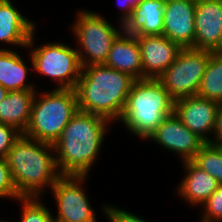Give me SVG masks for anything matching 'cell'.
<instances>
[{
  "label": "cell",
  "instance_id": "obj_1",
  "mask_svg": "<svg viewBox=\"0 0 222 222\" xmlns=\"http://www.w3.org/2000/svg\"><path fill=\"white\" fill-rule=\"evenodd\" d=\"M109 120L78 111L54 143L56 164L61 176H88L92 169Z\"/></svg>",
  "mask_w": 222,
  "mask_h": 222
},
{
  "label": "cell",
  "instance_id": "obj_2",
  "mask_svg": "<svg viewBox=\"0 0 222 222\" xmlns=\"http://www.w3.org/2000/svg\"><path fill=\"white\" fill-rule=\"evenodd\" d=\"M135 80L131 75L104 64L82 67L75 88L78 110L101 116L110 123L118 121Z\"/></svg>",
  "mask_w": 222,
  "mask_h": 222
},
{
  "label": "cell",
  "instance_id": "obj_3",
  "mask_svg": "<svg viewBox=\"0 0 222 222\" xmlns=\"http://www.w3.org/2000/svg\"><path fill=\"white\" fill-rule=\"evenodd\" d=\"M54 154V155H53ZM12 181L21 197H41L61 176L54 145L21 135L6 154Z\"/></svg>",
  "mask_w": 222,
  "mask_h": 222
},
{
  "label": "cell",
  "instance_id": "obj_4",
  "mask_svg": "<svg viewBox=\"0 0 222 222\" xmlns=\"http://www.w3.org/2000/svg\"><path fill=\"white\" fill-rule=\"evenodd\" d=\"M174 113V100L158 79L135 80L118 122L134 136L147 139L168 116Z\"/></svg>",
  "mask_w": 222,
  "mask_h": 222
},
{
  "label": "cell",
  "instance_id": "obj_5",
  "mask_svg": "<svg viewBox=\"0 0 222 222\" xmlns=\"http://www.w3.org/2000/svg\"><path fill=\"white\" fill-rule=\"evenodd\" d=\"M78 111L75 89L54 88L38 96L35 94L30 122L23 135L54 145Z\"/></svg>",
  "mask_w": 222,
  "mask_h": 222
},
{
  "label": "cell",
  "instance_id": "obj_6",
  "mask_svg": "<svg viewBox=\"0 0 222 222\" xmlns=\"http://www.w3.org/2000/svg\"><path fill=\"white\" fill-rule=\"evenodd\" d=\"M34 39L33 32L27 45L31 48V68L41 76L53 78L57 82L56 89H75L82 70L77 48L60 42L46 43L34 48Z\"/></svg>",
  "mask_w": 222,
  "mask_h": 222
},
{
  "label": "cell",
  "instance_id": "obj_7",
  "mask_svg": "<svg viewBox=\"0 0 222 222\" xmlns=\"http://www.w3.org/2000/svg\"><path fill=\"white\" fill-rule=\"evenodd\" d=\"M72 32L80 48L77 49L82 67L104 64L115 38V26L104 17L87 10L79 11Z\"/></svg>",
  "mask_w": 222,
  "mask_h": 222
},
{
  "label": "cell",
  "instance_id": "obj_8",
  "mask_svg": "<svg viewBox=\"0 0 222 222\" xmlns=\"http://www.w3.org/2000/svg\"><path fill=\"white\" fill-rule=\"evenodd\" d=\"M209 56V50L183 48L157 78L174 101L197 95Z\"/></svg>",
  "mask_w": 222,
  "mask_h": 222
},
{
  "label": "cell",
  "instance_id": "obj_9",
  "mask_svg": "<svg viewBox=\"0 0 222 222\" xmlns=\"http://www.w3.org/2000/svg\"><path fill=\"white\" fill-rule=\"evenodd\" d=\"M87 176H60L50 188L57 204L54 222H97L82 183Z\"/></svg>",
  "mask_w": 222,
  "mask_h": 222
},
{
  "label": "cell",
  "instance_id": "obj_10",
  "mask_svg": "<svg viewBox=\"0 0 222 222\" xmlns=\"http://www.w3.org/2000/svg\"><path fill=\"white\" fill-rule=\"evenodd\" d=\"M219 103L197 95L184 97L174 101V114L192 132H194L205 143L213 135Z\"/></svg>",
  "mask_w": 222,
  "mask_h": 222
},
{
  "label": "cell",
  "instance_id": "obj_11",
  "mask_svg": "<svg viewBox=\"0 0 222 222\" xmlns=\"http://www.w3.org/2000/svg\"><path fill=\"white\" fill-rule=\"evenodd\" d=\"M148 139L170 152L180 154L181 162L192 160L205 144L174 113L166 117Z\"/></svg>",
  "mask_w": 222,
  "mask_h": 222
},
{
  "label": "cell",
  "instance_id": "obj_12",
  "mask_svg": "<svg viewBox=\"0 0 222 222\" xmlns=\"http://www.w3.org/2000/svg\"><path fill=\"white\" fill-rule=\"evenodd\" d=\"M196 0L165 2L162 35L182 48L194 49Z\"/></svg>",
  "mask_w": 222,
  "mask_h": 222
},
{
  "label": "cell",
  "instance_id": "obj_13",
  "mask_svg": "<svg viewBox=\"0 0 222 222\" xmlns=\"http://www.w3.org/2000/svg\"><path fill=\"white\" fill-rule=\"evenodd\" d=\"M194 49L216 52L222 44V0H196Z\"/></svg>",
  "mask_w": 222,
  "mask_h": 222
},
{
  "label": "cell",
  "instance_id": "obj_14",
  "mask_svg": "<svg viewBox=\"0 0 222 222\" xmlns=\"http://www.w3.org/2000/svg\"><path fill=\"white\" fill-rule=\"evenodd\" d=\"M139 47L143 79H157L176 60L183 49L162 34L146 35Z\"/></svg>",
  "mask_w": 222,
  "mask_h": 222
},
{
  "label": "cell",
  "instance_id": "obj_15",
  "mask_svg": "<svg viewBox=\"0 0 222 222\" xmlns=\"http://www.w3.org/2000/svg\"><path fill=\"white\" fill-rule=\"evenodd\" d=\"M23 16L11 0H0V42L28 48L29 38L35 32V23Z\"/></svg>",
  "mask_w": 222,
  "mask_h": 222
},
{
  "label": "cell",
  "instance_id": "obj_16",
  "mask_svg": "<svg viewBox=\"0 0 222 222\" xmlns=\"http://www.w3.org/2000/svg\"><path fill=\"white\" fill-rule=\"evenodd\" d=\"M182 164H184L183 167H185V171L187 170L185 172L187 174L181 180L177 194L188 204L201 206L217 189L219 183L191 160L183 161Z\"/></svg>",
  "mask_w": 222,
  "mask_h": 222
},
{
  "label": "cell",
  "instance_id": "obj_17",
  "mask_svg": "<svg viewBox=\"0 0 222 222\" xmlns=\"http://www.w3.org/2000/svg\"><path fill=\"white\" fill-rule=\"evenodd\" d=\"M36 90L9 91L0 102V123L14 127L24 134L31 118Z\"/></svg>",
  "mask_w": 222,
  "mask_h": 222
},
{
  "label": "cell",
  "instance_id": "obj_18",
  "mask_svg": "<svg viewBox=\"0 0 222 222\" xmlns=\"http://www.w3.org/2000/svg\"><path fill=\"white\" fill-rule=\"evenodd\" d=\"M21 57L12 49H0V85L8 91L37 90L33 83H26L30 68Z\"/></svg>",
  "mask_w": 222,
  "mask_h": 222
},
{
  "label": "cell",
  "instance_id": "obj_19",
  "mask_svg": "<svg viewBox=\"0 0 222 222\" xmlns=\"http://www.w3.org/2000/svg\"><path fill=\"white\" fill-rule=\"evenodd\" d=\"M104 65L127 73L136 80L143 79L140 47L115 39Z\"/></svg>",
  "mask_w": 222,
  "mask_h": 222
},
{
  "label": "cell",
  "instance_id": "obj_20",
  "mask_svg": "<svg viewBox=\"0 0 222 222\" xmlns=\"http://www.w3.org/2000/svg\"><path fill=\"white\" fill-rule=\"evenodd\" d=\"M165 2L162 0H144L133 9L138 26L145 35H161L163 32V15Z\"/></svg>",
  "mask_w": 222,
  "mask_h": 222
},
{
  "label": "cell",
  "instance_id": "obj_21",
  "mask_svg": "<svg viewBox=\"0 0 222 222\" xmlns=\"http://www.w3.org/2000/svg\"><path fill=\"white\" fill-rule=\"evenodd\" d=\"M197 96L222 104V55L210 51Z\"/></svg>",
  "mask_w": 222,
  "mask_h": 222
},
{
  "label": "cell",
  "instance_id": "obj_22",
  "mask_svg": "<svg viewBox=\"0 0 222 222\" xmlns=\"http://www.w3.org/2000/svg\"><path fill=\"white\" fill-rule=\"evenodd\" d=\"M191 161L222 184V147L205 143Z\"/></svg>",
  "mask_w": 222,
  "mask_h": 222
},
{
  "label": "cell",
  "instance_id": "obj_23",
  "mask_svg": "<svg viewBox=\"0 0 222 222\" xmlns=\"http://www.w3.org/2000/svg\"><path fill=\"white\" fill-rule=\"evenodd\" d=\"M22 212L20 222H54V216L39 197H21Z\"/></svg>",
  "mask_w": 222,
  "mask_h": 222
},
{
  "label": "cell",
  "instance_id": "obj_24",
  "mask_svg": "<svg viewBox=\"0 0 222 222\" xmlns=\"http://www.w3.org/2000/svg\"><path fill=\"white\" fill-rule=\"evenodd\" d=\"M120 18L119 26L121 27L119 29L121 31L115 27V38L117 40L139 46L146 36L144 34L143 28L138 26L137 21L132 13L124 15L121 14Z\"/></svg>",
  "mask_w": 222,
  "mask_h": 222
},
{
  "label": "cell",
  "instance_id": "obj_25",
  "mask_svg": "<svg viewBox=\"0 0 222 222\" xmlns=\"http://www.w3.org/2000/svg\"><path fill=\"white\" fill-rule=\"evenodd\" d=\"M201 206L204 209L201 222H222V184Z\"/></svg>",
  "mask_w": 222,
  "mask_h": 222
},
{
  "label": "cell",
  "instance_id": "obj_26",
  "mask_svg": "<svg viewBox=\"0 0 222 222\" xmlns=\"http://www.w3.org/2000/svg\"><path fill=\"white\" fill-rule=\"evenodd\" d=\"M4 197L13 200L21 198L14 186L5 158L0 157V198Z\"/></svg>",
  "mask_w": 222,
  "mask_h": 222
},
{
  "label": "cell",
  "instance_id": "obj_27",
  "mask_svg": "<svg viewBox=\"0 0 222 222\" xmlns=\"http://www.w3.org/2000/svg\"><path fill=\"white\" fill-rule=\"evenodd\" d=\"M22 134L14 127L0 123V157L5 158L6 154L10 151L13 143Z\"/></svg>",
  "mask_w": 222,
  "mask_h": 222
},
{
  "label": "cell",
  "instance_id": "obj_28",
  "mask_svg": "<svg viewBox=\"0 0 222 222\" xmlns=\"http://www.w3.org/2000/svg\"><path fill=\"white\" fill-rule=\"evenodd\" d=\"M103 212L110 222H147L146 220L134 215V213L126 210L116 208L113 205H103Z\"/></svg>",
  "mask_w": 222,
  "mask_h": 222
},
{
  "label": "cell",
  "instance_id": "obj_29",
  "mask_svg": "<svg viewBox=\"0 0 222 222\" xmlns=\"http://www.w3.org/2000/svg\"><path fill=\"white\" fill-rule=\"evenodd\" d=\"M209 143L215 146H222V104H219L213 137H211Z\"/></svg>",
  "mask_w": 222,
  "mask_h": 222
},
{
  "label": "cell",
  "instance_id": "obj_30",
  "mask_svg": "<svg viewBox=\"0 0 222 222\" xmlns=\"http://www.w3.org/2000/svg\"><path fill=\"white\" fill-rule=\"evenodd\" d=\"M144 0H118L119 7L122 9V14H131L133 9L136 8Z\"/></svg>",
  "mask_w": 222,
  "mask_h": 222
},
{
  "label": "cell",
  "instance_id": "obj_31",
  "mask_svg": "<svg viewBox=\"0 0 222 222\" xmlns=\"http://www.w3.org/2000/svg\"><path fill=\"white\" fill-rule=\"evenodd\" d=\"M8 90L0 85V102L7 96Z\"/></svg>",
  "mask_w": 222,
  "mask_h": 222
},
{
  "label": "cell",
  "instance_id": "obj_32",
  "mask_svg": "<svg viewBox=\"0 0 222 222\" xmlns=\"http://www.w3.org/2000/svg\"><path fill=\"white\" fill-rule=\"evenodd\" d=\"M216 52L222 55V44Z\"/></svg>",
  "mask_w": 222,
  "mask_h": 222
}]
</instances>
